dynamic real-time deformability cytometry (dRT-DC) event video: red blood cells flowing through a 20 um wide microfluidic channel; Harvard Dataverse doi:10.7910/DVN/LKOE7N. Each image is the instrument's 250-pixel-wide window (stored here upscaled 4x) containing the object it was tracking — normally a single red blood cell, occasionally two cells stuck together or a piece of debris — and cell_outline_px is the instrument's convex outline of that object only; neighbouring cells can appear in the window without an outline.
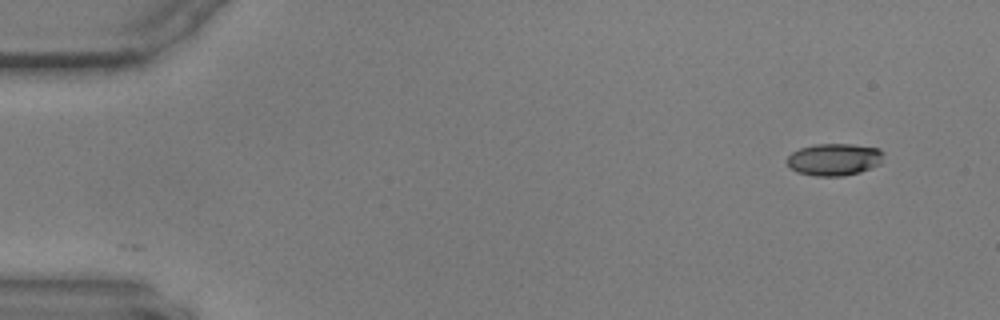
{"species": "common noctule bat (a hibernating species)", "species_latin": "Nyctalus noctula", "temperature_condition": "warm", "stored_images_in_passage": 55, "camera_frame_rate_fps": 3000, "um_per_image_px": 0.085, "animal": {"sex": "male", "body_mass_g": 17.9, "forearm_length_mm": 54.2}, "frame": {"image": 1, "passage_image": 1, "time_ms": 0.0, "image_size_px": [1000, 320], "cell_outline_px": [[884, 152], [880, 164], [860, 172], [844, 176], [816, 176], [796, 172], [788, 164], [788, 156], [792, 152], [800, 148], [816, 144], [852, 144], [880, 148]], "centroid_in_image_um": [70.93, 13.55], "position_along_channel_um": 14.1, "area_um2": 18.09}}
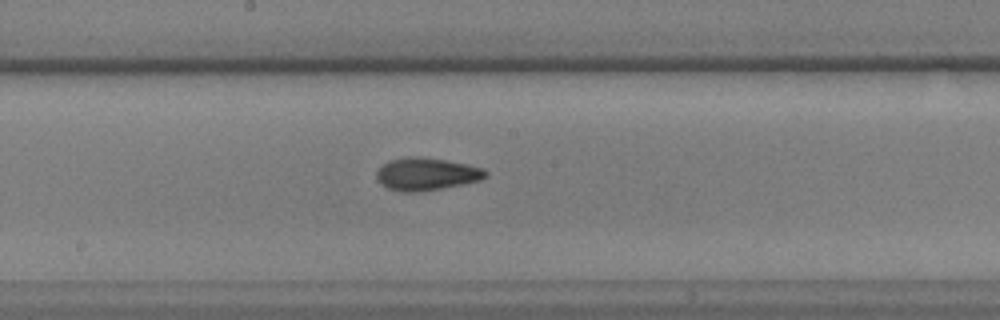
{"frame": {"image": 2, "passage_image": 28, "time_ms": 9.0, "image_size_px": [1000, 320], "cell_outline_px": [[488, 176], [480, 180], [440, 188], [416, 192], [400, 192], [388, 188], [380, 184], [376, 180], [376, 172], [388, 160], [408, 156], [420, 156], [468, 164], [484, 168], [488, 172]], "centroid_in_image_um": [36.22, 14.78], "position_along_channel_um": 212.0, "area_um2": 20.75}}
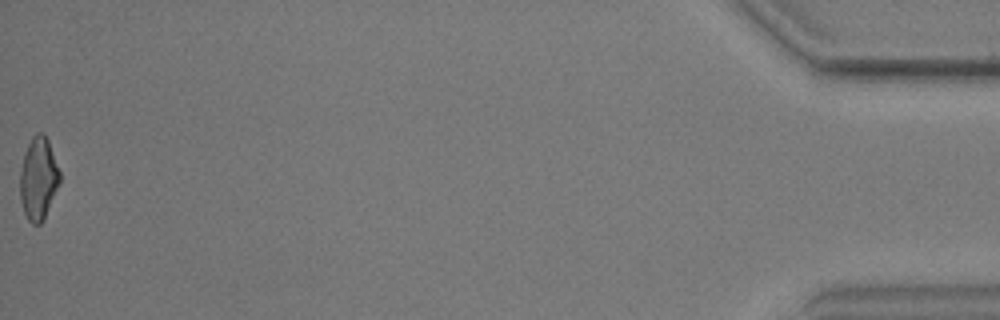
{"frame": {"image": 3, "passage_image": 55, "time_ms": 18.0, "image_size_px": [1000, 320], "cell_outline_px": [[60, 184], [44, 220], [40, 224], [32, 224], [28, 220], [24, 212], [20, 200], [20, 172], [24, 152], [32, 136], [36, 132], [44, 132], [48, 140], [60, 172]], "centroid_in_image_um": [3.27, 15.18], "position_along_channel_um": 431.9, "area_um2": 19.36}}